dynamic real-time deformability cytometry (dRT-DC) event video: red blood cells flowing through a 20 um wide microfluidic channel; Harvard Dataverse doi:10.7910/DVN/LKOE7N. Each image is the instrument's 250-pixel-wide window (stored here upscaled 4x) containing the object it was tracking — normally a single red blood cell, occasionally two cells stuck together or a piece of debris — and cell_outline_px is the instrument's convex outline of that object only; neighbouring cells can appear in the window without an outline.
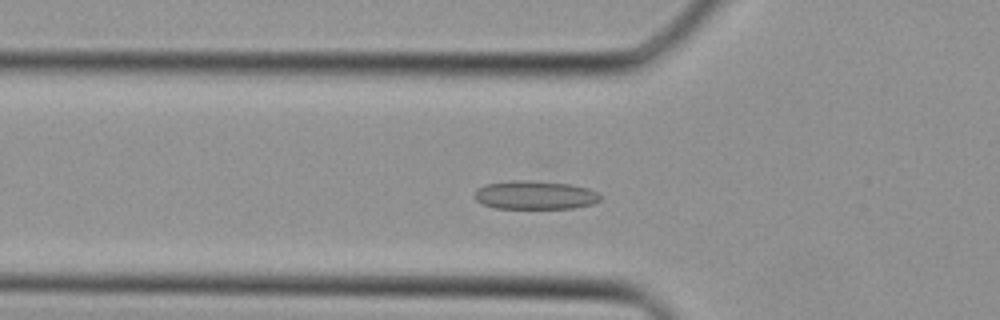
{"species": "Egyptian fruit bat (a non-hibernating species)", "species_latin": "Rousettus aegyptiacus", "temperature_condition": "cold", "stored_images_in_passage": 36, "segment_of_instrument_passage": [1, 2], "camera_frame_rate_fps": 3000, "um_per_image_px": 0.085, "animal": {"sex": "female"}, "frame": {"image": 1, "passage_image": 10, "time_ms": 3.0, "image_size_px": [1000, 320], "cell_outline_px": [[600, 200], [592, 204], [572, 208], [496, 208], [484, 204], [476, 200], [476, 192], [480, 188], [488, 184], [512, 180], [532, 180], [572, 184], [588, 188], [596, 192], [600, 196]], "centroid_in_image_um": [45.52, 16.57], "position_along_channel_um": 80.3, "area_um2": 20.69}}
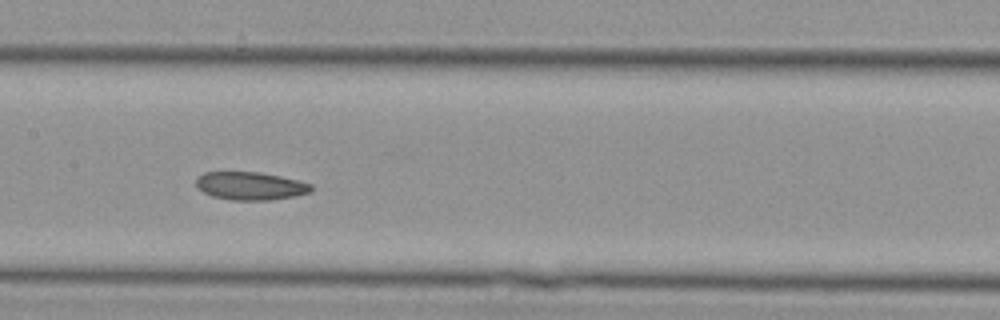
{"frame": {"image": 2, "passage_image": 16, "time_ms": 5.0, "image_size_px": [1000, 320], "cell_outline_px": [[312, 192], [296, 196], [268, 200], [232, 200], [212, 196], [204, 192], [196, 184], [196, 176], [204, 172], [260, 172], [300, 180], [312, 184]], "centroid_in_image_um": [21.31, 15.8], "position_along_channel_um": 186.1, "area_um2": 18.9}}
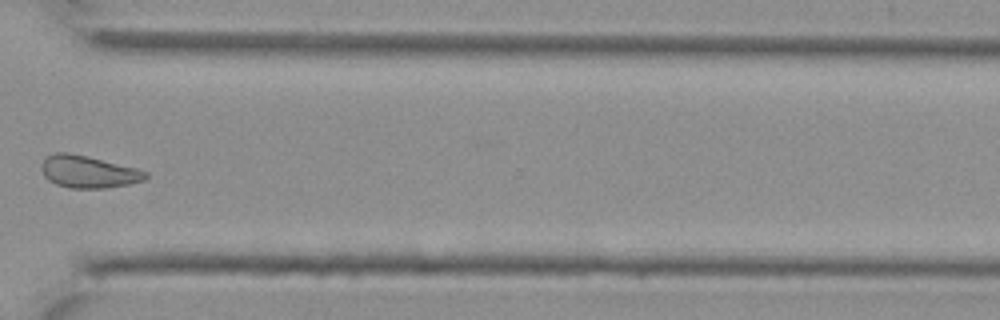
{"frame": {"image": 3, "passage_image": 26, "time_ms": 8.333, "image_size_px": [1000, 320], "cell_outline_px": [[148, 176], [144, 180], [128, 184], [104, 188], [68, 188], [56, 184], [48, 180], [44, 176], [40, 168], [40, 164], [48, 156], [56, 152], [68, 152], [136, 168], [148, 172]], "centroid_in_image_um": [7.47, 14.61], "position_along_channel_um": 363.1, "area_um2": 19.42}}